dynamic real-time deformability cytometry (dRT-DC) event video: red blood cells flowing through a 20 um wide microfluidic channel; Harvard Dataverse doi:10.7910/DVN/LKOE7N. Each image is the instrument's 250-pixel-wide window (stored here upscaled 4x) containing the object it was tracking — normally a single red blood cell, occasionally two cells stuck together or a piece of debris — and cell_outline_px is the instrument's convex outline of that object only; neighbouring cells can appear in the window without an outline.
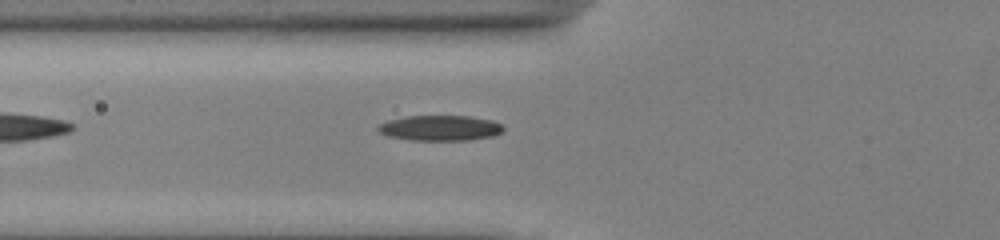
{"species": "common noctule bat (a hibernating species)", "species_latin": "Nyctalus noctula", "temperature_condition": "cold", "stored_images_in_passage": 35, "camera_frame_rate_fps": 3000, "um_per_image_px": 0.085, "animal": {"sex": "male", "body_mass_g": 13.0, "forearm_length_mm": 53.1}, "frame": {"image": 1, "passage_image": 2, "time_ms": 0.333, "image_size_px": [1000, 240], "cell_outline_px": [[504, 128], [500, 132], [492, 136], [468, 140], [408, 140], [388, 136], [380, 132], [376, 128], [380, 124], [388, 120], [408, 116], [468, 116], [492, 120], [500, 124]], "centroid_in_image_um": [37.38, 10.88], "position_along_channel_um": 88.4, "area_um2": 18.38}}
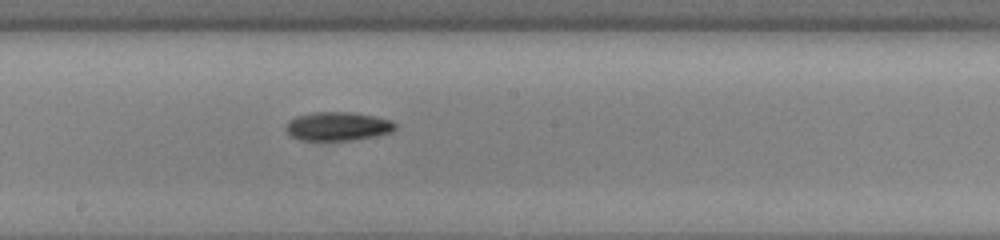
{"frame": {"image": 2, "passage_image": 12, "time_ms": 3.667, "image_size_px": [1000, 240], "cell_outline_px": [[396, 128], [392, 132], [376, 136], [352, 140], [300, 140], [292, 136], [284, 128], [288, 120], [296, 116], [312, 112], [352, 112], [376, 116], [392, 120], [396, 124]], "centroid_in_image_um": [28.72, 10.73], "position_along_channel_um": 219.5, "area_um2": 18.5}}
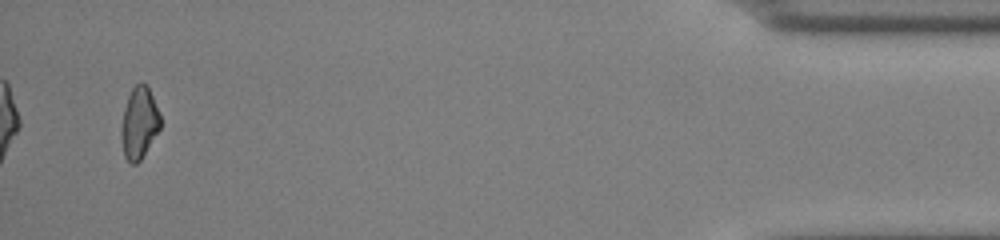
{"frame": {"image": 3, "passage_image": 33, "time_ms": 10.667, "image_size_px": [1000, 240], "cell_outline_px": [[160, 128], [140, 160], [136, 164], [132, 164], [124, 156], [120, 136], [120, 128], [124, 108], [128, 96], [132, 88], [136, 84], [144, 84], [148, 88], [160, 112]], "centroid_in_image_um": [11.81, 10.47], "position_along_channel_um": 423.4, "area_um2": 16.18}, "authors_computed_cell_mechanics": {"area_um2": 17.3978, "velocity_mm_per_s": 3.928, "shape_relaxation_time_tau1_ms": 5.9698, "shape_relaxation_time_tau2_ms": null, "deformation_change_tau1": 0.1489, "deformation_change_tau2": null}}